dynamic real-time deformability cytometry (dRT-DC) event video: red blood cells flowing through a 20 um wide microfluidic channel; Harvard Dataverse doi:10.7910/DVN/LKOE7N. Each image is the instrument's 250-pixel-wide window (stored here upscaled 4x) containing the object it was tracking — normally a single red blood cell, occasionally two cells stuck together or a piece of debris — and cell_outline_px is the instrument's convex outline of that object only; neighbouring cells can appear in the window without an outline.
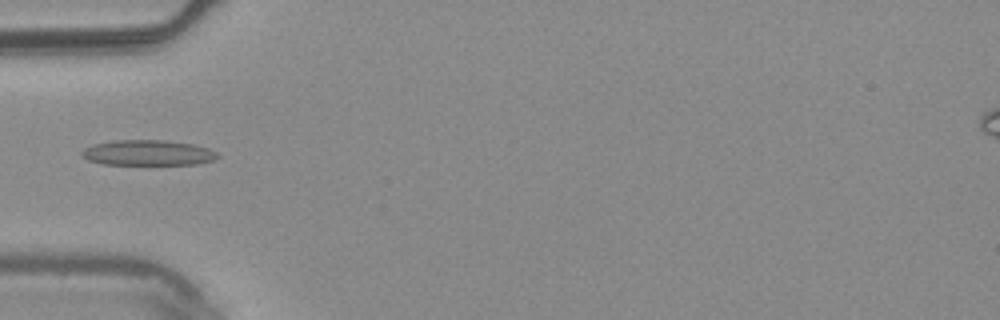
{"species": "common noctule bat (a hibernating species)", "species_latin": "Nyctalus noctula", "temperature_condition": "warm", "stored_images_in_passage": 5, "camera_frame_rate_fps": 3000, "um_per_image_px": 0.085, "animal": {"sex": "male", "body_mass_g": 20.4}, "frame": {"image": 1, "passage_image": 4, "time_ms": 1.0, "image_size_px": [1000, 320], "cell_outline_px": [[220, 156], [212, 160], [196, 164], [100, 164], [88, 160], [80, 156], [80, 152], [84, 148], [92, 144], [112, 140], [164, 140], [192, 144], [208, 148], [216, 152]], "centroid_in_image_um": [12.5, 12.98], "position_along_channel_um": 72.5, "area_um2": 20.17}}